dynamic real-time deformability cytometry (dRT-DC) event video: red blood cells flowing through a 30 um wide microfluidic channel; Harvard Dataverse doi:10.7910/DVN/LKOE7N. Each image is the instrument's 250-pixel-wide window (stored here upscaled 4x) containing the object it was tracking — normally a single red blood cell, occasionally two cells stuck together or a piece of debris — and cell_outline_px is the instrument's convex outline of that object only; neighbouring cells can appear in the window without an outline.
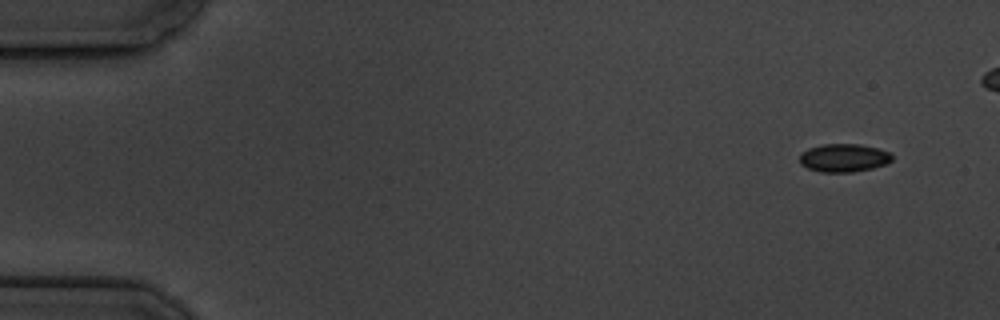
{"species": "common noctule bat (a hibernating species)", "species_latin": "Nyctalus noctula", "temperature_condition": "cold", "stored_images_in_passage": 7, "camera_frame_rate_fps": 3000, "um_per_image_px": 0.085, "animal": {"sex": "male", "body_mass_g": 19.5, "forearm_length_mm": 54.6}, "frame": {"image": 1, "passage_image": 1, "time_ms": 0.0, "image_size_px": [1000, 320], "cell_outline_px": [[892, 160], [884, 164], [872, 168], [852, 172], [820, 172], [808, 168], [800, 164], [800, 152], [808, 148], [820, 144], [860, 144], [880, 148], [892, 152]], "centroid_in_image_um": [71.72, 13.4], "position_along_channel_um": 13.3, "area_um2": 15.37}}